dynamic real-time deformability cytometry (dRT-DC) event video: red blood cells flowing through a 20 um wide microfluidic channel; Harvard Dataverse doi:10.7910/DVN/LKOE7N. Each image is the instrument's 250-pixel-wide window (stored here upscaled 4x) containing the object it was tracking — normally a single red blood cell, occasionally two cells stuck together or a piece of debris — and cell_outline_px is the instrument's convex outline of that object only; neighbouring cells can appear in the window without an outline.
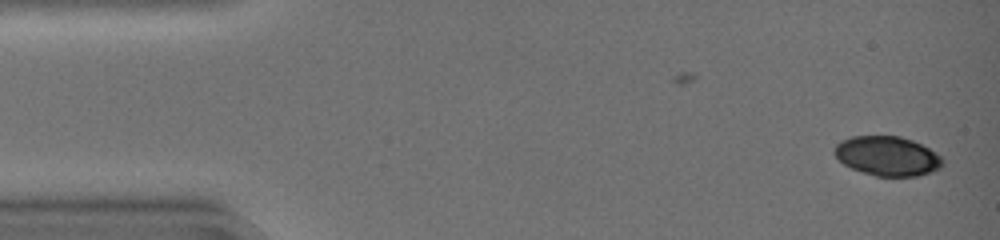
{"species": "common noctule bat (a hibernating species)", "species_latin": "Nyctalus noctula", "temperature_condition": "warm", "stored_images_in_passage": 28, "camera_frame_rate_fps": 3000, "um_per_image_px": 0.085, "animal": {"sex": "female", "body_mass_g": 19.0, "forearm_length_mm": 51.5}, "frame": {"image": 1, "passage_image": 1, "time_ms": 0.0, "image_size_px": [1000, 240], "cell_outline_px": [[944, 164], [940, 168], [932, 172], [916, 176], [876, 176], [852, 168], [844, 164], [832, 152], [832, 148], [840, 140], [852, 136], [900, 136], [912, 140], [936, 152], [944, 160]], "centroid_in_image_um": [75.42, 13.25], "position_along_channel_um": 9.6, "area_um2": 24.97}}
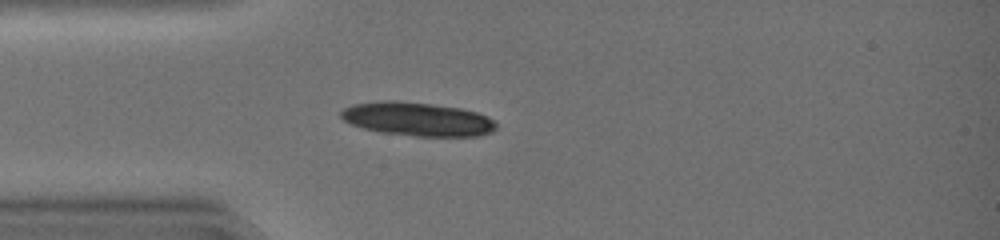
{"frame": {"image": 2, "passage_image": 12, "time_ms": 3.667, "image_size_px": [1000, 240], "cell_outline_px": [[496, 128], [492, 132], [480, 136], [416, 136], [380, 132], [364, 128], [352, 124], [344, 120], [340, 116], [340, 112], [344, 108], [352, 104], [380, 100], [396, 100], [432, 104], [460, 108], [476, 112], [488, 116], [496, 124]], "centroid_in_image_um": [35.47, 10.11], "position_along_channel_um": 49.5, "area_um2": 30.52}}